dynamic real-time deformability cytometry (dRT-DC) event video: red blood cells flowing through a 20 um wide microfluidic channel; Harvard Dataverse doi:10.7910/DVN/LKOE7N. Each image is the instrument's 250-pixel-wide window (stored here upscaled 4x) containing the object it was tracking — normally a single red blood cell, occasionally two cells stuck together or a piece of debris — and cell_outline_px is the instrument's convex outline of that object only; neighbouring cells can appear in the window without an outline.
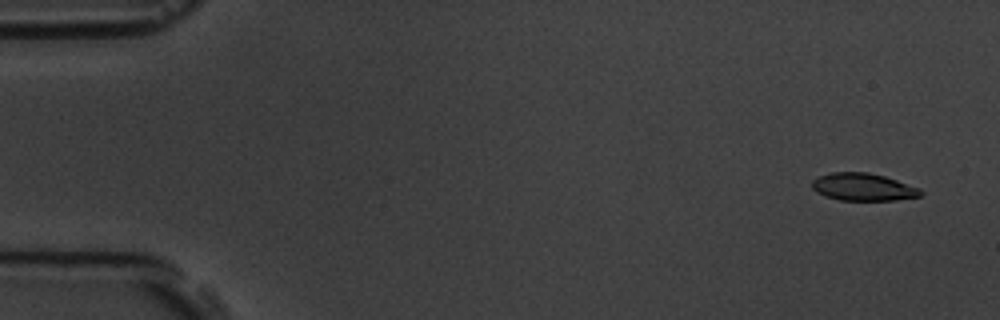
{"species": "common noctule bat (a hibernating species)", "species_latin": "Nyctalus noctula", "temperature_condition": "room temperature", "stored_images_in_passage": 5, "camera_frame_rate_fps": 3000, "um_per_image_px": 0.085, "animal": {"sex": "male", "body_mass_g": 19.5, "forearm_length_mm": 54.6}, "frame": {"image": 1, "passage_image": 1, "time_ms": 0.0, "image_size_px": [1000, 320], "cell_outline_px": [[924, 192], [920, 196], [896, 200], [840, 200], [824, 196], [816, 192], [812, 188], [812, 180], [820, 176], [832, 172], [868, 172], [884, 176], [920, 188]], "centroid_in_image_um": [73.36, 15.9], "position_along_channel_um": 11.6, "area_um2": 17.4}}
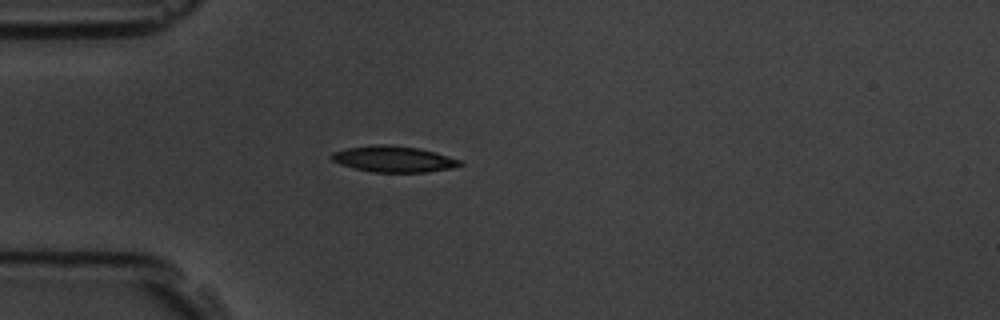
{"frame": {"image": 2, "passage_image": 5, "time_ms": 4.333, "image_size_px": [1000, 320], "cell_outline_px": [[464, 164], [452, 168], [424, 172], [372, 172], [340, 164], [332, 160], [328, 156], [332, 152], [348, 148], [376, 144], [388, 144], [420, 148], [448, 156], [460, 160]], "centroid_in_image_um": [33.44, 13.51], "position_along_channel_um": 51.6, "area_um2": 19.48}}